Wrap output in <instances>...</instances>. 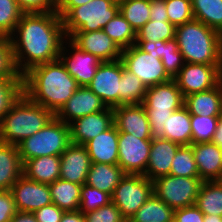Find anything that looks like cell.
Wrapping results in <instances>:
<instances>
[{"label":"cell","mask_w":222,"mask_h":222,"mask_svg":"<svg viewBox=\"0 0 222 222\" xmlns=\"http://www.w3.org/2000/svg\"><path fill=\"white\" fill-rule=\"evenodd\" d=\"M184 106L190 114L200 116H221L222 81L210 90L185 96Z\"/></svg>","instance_id":"24"},{"label":"cell","mask_w":222,"mask_h":222,"mask_svg":"<svg viewBox=\"0 0 222 222\" xmlns=\"http://www.w3.org/2000/svg\"><path fill=\"white\" fill-rule=\"evenodd\" d=\"M183 97L216 87L222 81V65L184 63L173 78Z\"/></svg>","instance_id":"11"},{"label":"cell","mask_w":222,"mask_h":222,"mask_svg":"<svg viewBox=\"0 0 222 222\" xmlns=\"http://www.w3.org/2000/svg\"><path fill=\"white\" fill-rule=\"evenodd\" d=\"M204 222H222V217L218 215H204Z\"/></svg>","instance_id":"56"},{"label":"cell","mask_w":222,"mask_h":222,"mask_svg":"<svg viewBox=\"0 0 222 222\" xmlns=\"http://www.w3.org/2000/svg\"><path fill=\"white\" fill-rule=\"evenodd\" d=\"M181 145L164 138L152 139L149 161L144 176L150 181L170 175L171 162Z\"/></svg>","instance_id":"21"},{"label":"cell","mask_w":222,"mask_h":222,"mask_svg":"<svg viewBox=\"0 0 222 222\" xmlns=\"http://www.w3.org/2000/svg\"><path fill=\"white\" fill-rule=\"evenodd\" d=\"M23 14L16 0H0V36L9 38Z\"/></svg>","instance_id":"39"},{"label":"cell","mask_w":222,"mask_h":222,"mask_svg":"<svg viewBox=\"0 0 222 222\" xmlns=\"http://www.w3.org/2000/svg\"><path fill=\"white\" fill-rule=\"evenodd\" d=\"M92 0H57V14L63 19L74 7L87 4Z\"/></svg>","instance_id":"52"},{"label":"cell","mask_w":222,"mask_h":222,"mask_svg":"<svg viewBox=\"0 0 222 222\" xmlns=\"http://www.w3.org/2000/svg\"><path fill=\"white\" fill-rule=\"evenodd\" d=\"M184 105V97L174 79L147 87L143 106L151 128V137L164 138V123Z\"/></svg>","instance_id":"5"},{"label":"cell","mask_w":222,"mask_h":222,"mask_svg":"<svg viewBox=\"0 0 222 222\" xmlns=\"http://www.w3.org/2000/svg\"><path fill=\"white\" fill-rule=\"evenodd\" d=\"M120 83V106L143 104L146 85L134 73L128 71L123 65Z\"/></svg>","instance_id":"33"},{"label":"cell","mask_w":222,"mask_h":222,"mask_svg":"<svg viewBox=\"0 0 222 222\" xmlns=\"http://www.w3.org/2000/svg\"><path fill=\"white\" fill-rule=\"evenodd\" d=\"M54 116L22 93L0 119V141L17 146L40 131Z\"/></svg>","instance_id":"4"},{"label":"cell","mask_w":222,"mask_h":222,"mask_svg":"<svg viewBox=\"0 0 222 222\" xmlns=\"http://www.w3.org/2000/svg\"><path fill=\"white\" fill-rule=\"evenodd\" d=\"M161 61L165 71L172 79L184 66L185 62L175 38L164 42V54L161 57Z\"/></svg>","instance_id":"42"},{"label":"cell","mask_w":222,"mask_h":222,"mask_svg":"<svg viewBox=\"0 0 222 222\" xmlns=\"http://www.w3.org/2000/svg\"><path fill=\"white\" fill-rule=\"evenodd\" d=\"M18 73L59 59L64 40L62 18L57 12L24 13L9 37Z\"/></svg>","instance_id":"1"},{"label":"cell","mask_w":222,"mask_h":222,"mask_svg":"<svg viewBox=\"0 0 222 222\" xmlns=\"http://www.w3.org/2000/svg\"><path fill=\"white\" fill-rule=\"evenodd\" d=\"M176 26L169 20H149L143 27L136 31V40L168 41L175 38Z\"/></svg>","instance_id":"36"},{"label":"cell","mask_w":222,"mask_h":222,"mask_svg":"<svg viewBox=\"0 0 222 222\" xmlns=\"http://www.w3.org/2000/svg\"><path fill=\"white\" fill-rule=\"evenodd\" d=\"M23 93V78L0 77V119Z\"/></svg>","instance_id":"40"},{"label":"cell","mask_w":222,"mask_h":222,"mask_svg":"<svg viewBox=\"0 0 222 222\" xmlns=\"http://www.w3.org/2000/svg\"><path fill=\"white\" fill-rule=\"evenodd\" d=\"M119 132L113 124L106 131L88 141L86 147L91 163L118 165Z\"/></svg>","instance_id":"23"},{"label":"cell","mask_w":222,"mask_h":222,"mask_svg":"<svg viewBox=\"0 0 222 222\" xmlns=\"http://www.w3.org/2000/svg\"><path fill=\"white\" fill-rule=\"evenodd\" d=\"M106 108L101 98L91 89L87 86H80L55 116L69 125L76 119Z\"/></svg>","instance_id":"17"},{"label":"cell","mask_w":222,"mask_h":222,"mask_svg":"<svg viewBox=\"0 0 222 222\" xmlns=\"http://www.w3.org/2000/svg\"><path fill=\"white\" fill-rule=\"evenodd\" d=\"M123 71L121 59L100 64L88 88L109 108L120 106V79Z\"/></svg>","instance_id":"13"},{"label":"cell","mask_w":222,"mask_h":222,"mask_svg":"<svg viewBox=\"0 0 222 222\" xmlns=\"http://www.w3.org/2000/svg\"><path fill=\"white\" fill-rule=\"evenodd\" d=\"M119 12L114 0H92L74 7L63 19L64 33L69 38L74 32L99 31Z\"/></svg>","instance_id":"7"},{"label":"cell","mask_w":222,"mask_h":222,"mask_svg":"<svg viewBox=\"0 0 222 222\" xmlns=\"http://www.w3.org/2000/svg\"><path fill=\"white\" fill-rule=\"evenodd\" d=\"M121 61L124 67L140 78L146 87L172 79L165 71L161 58L143 52L135 44L122 50Z\"/></svg>","instance_id":"10"},{"label":"cell","mask_w":222,"mask_h":222,"mask_svg":"<svg viewBox=\"0 0 222 222\" xmlns=\"http://www.w3.org/2000/svg\"><path fill=\"white\" fill-rule=\"evenodd\" d=\"M111 202V196L106 192L100 191L86 183L81 187L80 207L82 213L95 211Z\"/></svg>","instance_id":"41"},{"label":"cell","mask_w":222,"mask_h":222,"mask_svg":"<svg viewBox=\"0 0 222 222\" xmlns=\"http://www.w3.org/2000/svg\"><path fill=\"white\" fill-rule=\"evenodd\" d=\"M175 39L185 63L222 65V34L201 21L176 26Z\"/></svg>","instance_id":"3"},{"label":"cell","mask_w":222,"mask_h":222,"mask_svg":"<svg viewBox=\"0 0 222 222\" xmlns=\"http://www.w3.org/2000/svg\"><path fill=\"white\" fill-rule=\"evenodd\" d=\"M24 13L56 12L57 0H16Z\"/></svg>","instance_id":"46"},{"label":"cell","mask_w":222,"mask_h":222,"mask_svg":"<svg viewBox=\"0 0 222 222\" xmlns=\"http://www.w3.org/2000/svg\"><path fill=\"white\" fill-rule=\"evenodd\" d=\"M128 222H174V209L153 194Z\"/></svg>","instance_id":"31"},{"label":"cell","mask_w":222,"mask_h":222,"mask_svg":"<svg viewBox=\"0 0 222 222\" xmlns=\"http://www.w3.org/2000/svg\"><path fill=\"white\" fill-rule=\"evenodd\" d=\"M116 3H120L122 1H125V0H114Z\"/></svg>","instance_id":"57"},{"label":"cell","mask_w":222,"mask_h":222,"mask_svg":"<svg viewBox=\"0 0 222 222\" xmlns=\"http://www.w3.org/2000/svg\"><path fill=\"white\" fill-rule=\"evenodd\" d=\"M59 59L79 86H88L102 63L97 56L80 50L68 38L63 42Z\"/></svg>","instance_id":"14"},{"label":"cell","mask_w":222,"mask_h":222,"mask_svg":"<svg viewBox=\"0 0 222 222\" xmlns=\"http://www.w3.org/2000/svg\"><path fill=\"white\" fill-rule=\"evenodd\" d=\"M113 124V108L107 107L103 111L88 114L69 124L70 141L73 144L85 145Z\"/></svg>","instance_id":"19"},{"label":"cell","mask_w":222,"mask_h":222,"mask_svg":"<svg viewBox=\"0 0 222 222\" xmlns=\"http://www.w3.org/2000/svg\"><path fill=\"white\" fill-rule=\"evenodd\" d=\"M79 87L60 59L34 66L23 75V93L54 115Z\"/></svg>","instance_id":"2"},{"label":"cell","mask_w":222,"mask_h":222,"mask_svg":"<svg viewBox=\"0 0 222 222\" xmlns=\"http://www.w3.org/2000/svg\"><path fill=\"white\" fill-rule=\"evenodd\" d=\"M119 11L130 23V26L138 31L150 19V0H125L119 3Z\"/></svg>","instance_id":"35"},{"label":"cell","mask_w":222,"mask_h":222,"mask_svg":"<svg viewBox=\"0 0 222 222\" xmlns=\"http://www.w3.org/2000/svg\"><path fill=\"white\" fill-rule=\"evenodd\" d=\"M121 50L136 43V31L120 11L102 29Z\"/></svg>","instance_id":"34"},{"label":"cell","mask_w":222,"mask_h":222,"mask_svg":"<svg viewBox=\"0 0 222 222\" xmlns=\"http://www.w3.org/2000/svg\"><path fill=\"white\" fill-rule=\"evenodd\" d=\"M18 147L0 141V191H10L23 174Z\"/></svg>","instance_id":"25"},{"label":"cell","mask_w":222,"mask_h":222,"mask_svg":"<svg viewBox=\"0 0 222 222\" xmlns=\"http://www.w3.org/2000/svg\"><path fill=\"white\" fill-rule=\"evenodd\" d=\"M64 211L54 203L46 205L33 212L37 222H60Z\"/></svg>","instance_id":"48"},{"label":"cell","mask_w":222,"mask_h":222,"mask_svg":"<svg viewBox=\"0 0 222 222\" xmlns=\"http://www.w3.org/2000/svg\"><path fill=\"white\" fill-rule=\"evenodd\" d=\"M164 42L162 40L147 41V40H136L135 45L143 52L153 54L161 58L164 54Z\"/></svg>","instance_id":"50"},{"label":"cell","mask_w":222,"mask_h":222,"mask_svg":"<svg viewBox=\"0 0 222 222\" xmlns=\"http://www.w3.org/2000/svg\"><path fill=\"white\" fill-rule=\"evenodd\" d=\"M0 77L23 78L15 66L11 42L8 37L0 36Z\"/></svg>","instance_id":"44"},{"label":"cell","mask_w":222,"mask_h":222,"mask_svg":"<svg viewBox=\"0 0 222 222\" xmlns=\"http://www.w3.org/2000/svg\"><path fill=\"white\" fill-rule=\"evenodd\" d=\"M203 181L200 177L166 175L153 180V194L172 209L195 205Z\"/></svg>","instance_id":"8"},{"label":"cell","mask_w":222,"mask_h":222,"mask_svg":"<svg viewBox=\"0 0 222 222\" xmlns=\"http://www.w3.org/2000/svg\"><path fill=\"white\" fill-rule=\"evenodd\" d=\"M113 122L118 132L129 133L140 139H152L149 120L143 104L113 108Z\"/></svg>","instance_id":"18"},{"label":"cell","mask_w":222,"mask_h":222,"mask_svg":"<svg viewBox=\"0 0 222 222\" xmlns=\"http://www.w3.org/2000/svg\"><path fill=\"white\" fill-rule=\"evenodd\" d=\"M68 39L80 50L97 56L102 62L121 59L122 50L103 30L74 32Z\"/></svg>","instance_id":"16"},{"label":"cell","mask_w":222,"mask_h":222,"mask_svg":"<svg viewBox=\"0 0 222 222\" xmlns=\"http://www.w3.org/2000/svg\"><path fill=\"white\" fill-rule=\"evenodd\" d=\"M152 195L153 181L144 175L125 174L115 187L111 201L128 222Z\"/></svg>","instance_id":"9"},{"label":"cell","mask_w":222,"mask_h":222,"mask_svg":"<svg viewBox=\"0 0 222 222\" xmlns=\"http://www.w3.org/2000/svg\"><path fill=\"white\" fill-rule=\"evenodd\" d=\"M90 166L91 160L86 147L71 143L60 156V179L83 185Z\"/></svg>","instance_id":"20"},{"label":"cell","mask_w":222,"mask_h":222,"mask_svg":"<svg viewBox=\"0 0 222 222\" xmlns=\"http://www.w3.org/2000/svg\"><path fill=\"white\" fill-rule=\"evenodd\" d=\"M152 139H140L119 132L118 165L125 174L144 175L149 161Z\"/></svg>","instance_id":"12"},{"label":"cell","mask_w":222,"mask_h":222,"mask_svg":"<svg viewBox=\"0 0 222 222\" xmlns=\"http://www.w3.org/2000/svg\"><path fill=\"white\" fill-rule=\"evenodd\" d=\"M202 181L222 180V148L212 142L191 144Z\"/></svg>","instance_id":"22"},{"label":"cell","mask_w":222,"mask_h":222,"mask_svg":"<svg viewBox=\"0 0 222 222\" xmlns=\"http://www.w3.org/2000/svg\"><path fill=\"white\" fill-rule=\"evenodd\" d=\"M220 116L190 114L192 144L211 142Z\"/></svg>","instance_id":"38"},{"label":"cell","mask_w":222,"mask_h":222,"mask_svg":"<svg viewBox=\"0 0 222 222\" xmlns=\"http://www.w3.org/2000/svg\"><path fill=\"white\" fill-rule=\"evenodd\" d=\"M194 19L222 34V0H191Z\"/></svg>","instance_id":"32"},{"label":"cell","mask_w":222,"mask_h":222,"mask_svg":"<svg viewBox=\"0 0 222 222\" xmlns=\"http://www.w3.org/2000/svg\"><path fill=\"white\" fill-rule=\"evenodd\" d=\"M71 144L70 126L54 116L40 131L17 145L22 163L41 156H61Z\"/></svg>","instance_id":"6"},{"label":"cell","mask_w":222,"mask_h":222,"mask_svg":"<svg viewBox=\"0 0 222 222\" xmlns=\"http://www.w3.org/2000/svg\"><path fill=\"white\" fill-rule=\"evenodd\" d=\"M22 172L30 180L51 184L60 178V156H41L24 161Z\"/></svg>","instance_id":"26"},{"label":"cell","mask_w":222,"mask_h":222,"mask_svg":"<svg viewBox=\"0 0 222 222\" xmlns=\"http://www.w3.org/2000/svg\"><path fill=\"white\" fill-rule=\"evenodd\" d=\"M17 212L10 191H0V222H11Z\"/></svg>","instance_id":"47"},{"label":"cell","mask_w":222,"mask_h":222,"mask_svg":"<svg viewBox=\"0 0 222 222\" xmlns=\"http://www.w3.org/2000/svg\"><path fill=\"white\" fill-rule=\"evenodd\" d=\"M60 222H85L84 213L80 210L64 212Z\"/></svg>","instance_id":"53"},{"label":"cell","mask_w":222,"mask_h":222,"mask_svg":"<svg viewBox=\"0 0 222 222\" xmlns=\"http://www.w3.org/2000/svg\"><path fill=\"white\" fill-rule=\"evenodd\" d=\"M11 222H37L32 212L17 211Z\"/></svg>","instance_id":"54"},{"label":"cell","mask_w":222,"mask_h":222,"mask_svg":"<svg viewBox=\"0 0 222 222\" xmlns=\"http://www.w3.org/2000/svg\"><path fill=\"white\" fill-rule=\"evenodd\" d=\"M149 20H169L166 11L165 0H150Z\"/></svg>","instance_id":"51"},{"label":"cell","mask_w":222,"mask_h":222,"mask_svg":"<svg viewBox=\"0 0 222 222\" xmlns=\"http://www.w3.org/2000/svg\"><path fill=\"white\" fill-rule=\"evenodd\" d=\"M84 218L85 222H127L112 201L95 211L85 213Z\"/></svg>","instance_id":"45"},{"label":"cell","mask_w":222,"mask_h":222,"mask_svg":"<svg viewBox=\"0 0 222 222\" xmlns=\"http://www.w3.org/2000/svg\"><path fill=\"white\" fill-rule=\"evenodd\" d=\"M174 222H204V214L195 205L175 209Z\"/></svg>","instance_id":"49"},{"label":"cell","mask_w":222,"mask_h":222,"mask_svg":"<svg viewBox=\"0 0 222 222\" xmlns=\"http://www.w3.org/2000/svg\"><path fill=\"white\" fill-rule=\"evenodd\" d=\"M211 142L222 148V114L217 123L216 131Z\"/></svg>","instance_id":"55"},{"label":"cell","mask_w":222,"mask_h":222,"mask_svg":"<svg viewBox=\"0 0 222 222\" xmlns=\"http://www.w3.org/2000/svg\"><path fill=\"white\" fill-rule=\"evenodd\" d=\"M48 186L52 203L57 207L64 212L79 210L82 185L59 178Z\"/></svg>","instance_id":"29"},{"label":"cell","mask_w":222,"mask_h":222,"mask_svg":"<svg viewBox=\"0 0 222 222\" xmlns=\"http://www.w3.org/2000/svg\"><path fill=\"white\" fill-rule=\"evenodd\" d=\"M195 206L204 215L222 217V180L203 181Z\"/></svg>","instance_id":"30"},{"label":"cell","mask_w":222,"mask_h":222,"mask_svg":"<svg viewBox=\"0 0 222 222\" xmlns=\"http://www.w3.org/2000/svg\"><path fill=\"white\" fill-rule=\"evenodd\" d=\"M190 113L183 105L175 110L164 123V139L180 145L192 144Z\"/></svg>","instance_id":"28"},{"label":"cell","mask_w":222,"mask_h":222,"mask_svg":"<svg viewBox=\"0 0 222 222\" xmlns=\"http://www.w3.org/2000/svg\"><path fill=\"white\" fill-rule=\"evenodd\" d=\"M170 175L181 177H199L197 165L194 159L193 148L191 145H181L178 148L171 162Z\"/></svg>","instance_id":"37"},{"label":"cell","mask_w":222,"mask_h":222,"mask_svg":"<svg viewBox=\"0 0 222 222\" xmlns=\"http://www.w3.org/2000/svg\"><path fill=\"white\" fill-rule=\"evenodd\" d=\"M169 22L175 26L194 20L191 0H165Z\"/></svg>","instance_id":"43"},{"label":"cell","mask_w":222,"mask_h":222,"mask_svg":"<svg viewBox=\"0 0 222 222\" xmlns=\"http://www.w3.org/2000/svg\"><path fill=\"white\" fill-rule=\"evenodd\" d=\"M124 176L125 173L119 165L91 163L86 184L112 196Z\"/></svg>","instance_id":"27"},{"label":"cell","mask_w":222,"mask_h":222,"mask_svg":"<svg viewBox=\"0 0 222 222\" xmlns=\"http://www.w3.org/2000/svg\"><path fill=\"white\" fill-rule=\"evenodd\" d=\"M10 192L17 211L33 213L52 203L48 184L30 180L23 174L11 187Z\"/></svg>","instance_id":"15"}]
</instances>
